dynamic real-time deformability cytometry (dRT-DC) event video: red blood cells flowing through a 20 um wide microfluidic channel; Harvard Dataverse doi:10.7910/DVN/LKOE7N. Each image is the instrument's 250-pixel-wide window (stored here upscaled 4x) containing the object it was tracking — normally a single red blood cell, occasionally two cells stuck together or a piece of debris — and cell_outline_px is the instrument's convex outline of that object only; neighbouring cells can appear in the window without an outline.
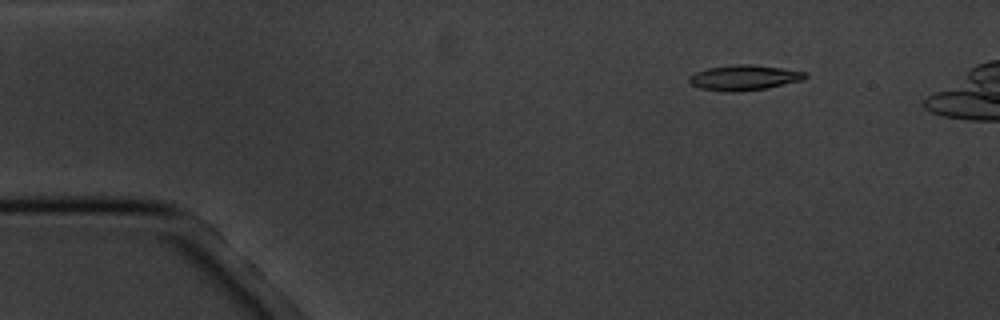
{"species": "common noctule bat (a hibernating species)", "species_latin": "Nyctalus noctula", "temperature_condition": "cold", "stored_images_in_passage": 6, "camera_frame_rate_fps": 3000, "um_per_image_px": 0.085, "animal": {"sex": "male", "body_mass_g": 20.1, "forearm_length_mm": 53.5}, "frame": {"image": 1, "passage_image": 3, "time_ms": 2.333, "image_size_px": [1000, 320], "cell_outline_px": [[808, 76], [800, 80], [764, 88], [736, 92], [732, 92], [700, 88], [692, 84], [688, 80], [688, 76], [696, 72], [708, 68], [736, 64], [752, 64], [808, 72]], "centroid_in_image_um": [63.22, 6.59], "position_along_channel_um": 21.8, "area_um2": 16.76}}
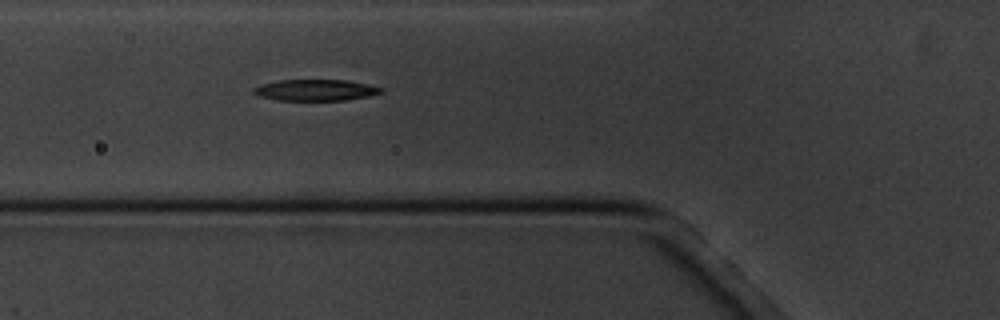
{"frame": {"image": 2, "passage_image": 6, "time_ms": 6.667, "image_size_px": [1000, 320], "cell_outline_px": [[384, 92], [368, 96], [344, 100], [276, 100], [260, 96], [252, 92], [252, 88], [260, 84], [280, 80], [348, 80], [368, 84], [384, 88]], "centroid_in_image_um": [26.82, 7.65], "position_along_channel_um": 99.0, "area_um2": 15.84}}